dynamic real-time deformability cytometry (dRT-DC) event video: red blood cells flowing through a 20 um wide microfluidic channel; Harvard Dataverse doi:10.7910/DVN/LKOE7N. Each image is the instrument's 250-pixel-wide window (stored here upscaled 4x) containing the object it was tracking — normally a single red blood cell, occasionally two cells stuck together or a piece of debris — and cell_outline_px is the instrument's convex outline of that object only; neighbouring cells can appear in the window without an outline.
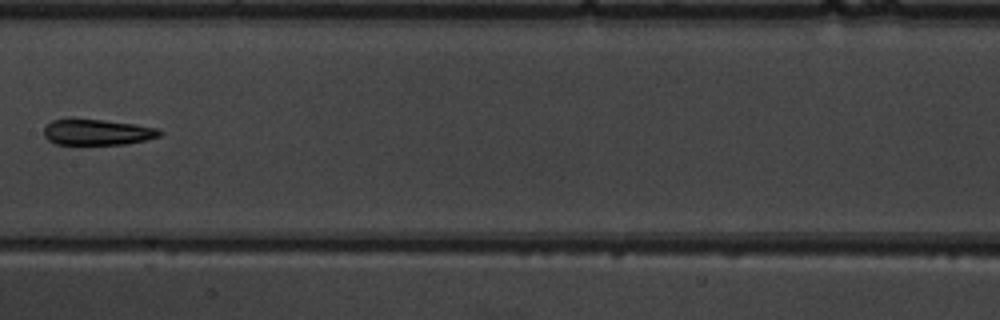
{"species": "common noctule bat (a hibernating species)", "species_latin": "Nyctalus noctula", "temperature_condition": "warm", "stored_images_in_passage": 8, "camera_frame_rate_fps": 3000, "um_per_image_px": 0.085, "animal": {"sex": "male", "body_mass_g": 19.5, "forearm_length_mm": 54.6}, "frame": {"image": 1, "passage_image": 8, "time_ms": 8.333, "image_size_px": [1000, 320], "cell_outline_px": [[164, 132], [160, 136], [144, 140], [124, 144], [56, 144], [48, 140], [44, 136], [44, 128], [52, 120], [68, 116], [72, 116], [136, 124], [156, 128]], "centroid_in_image_um": [8.2, 11.19], "position_along_channel_um": 199.2, "area_um2": 17.92}}